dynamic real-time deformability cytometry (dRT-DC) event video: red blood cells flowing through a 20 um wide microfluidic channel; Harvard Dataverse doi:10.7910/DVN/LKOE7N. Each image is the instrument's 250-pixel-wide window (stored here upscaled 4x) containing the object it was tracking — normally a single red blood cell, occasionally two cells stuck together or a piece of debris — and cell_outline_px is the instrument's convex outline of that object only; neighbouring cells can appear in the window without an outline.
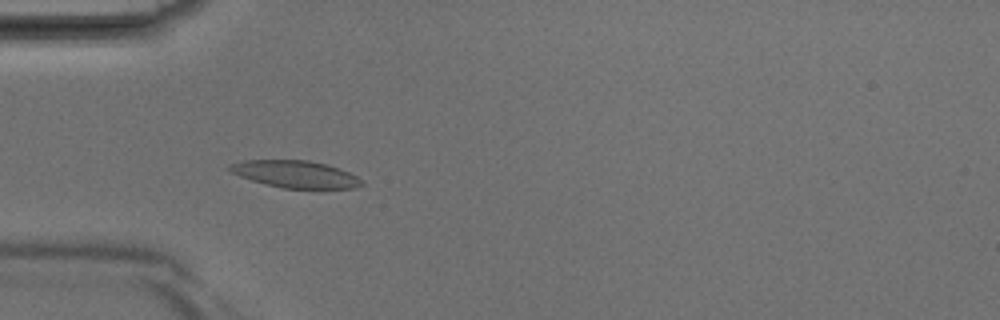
{"species": "Egyptian fruit bat (a non-hibernating species)", "species_latin": "Rousettus aegyptiacus", "temperature_condition": "room temperature", "stored_images_in_passage": 34, "camera_frame_rate_fps": 3000, "um_per_image_px": 0.085, "animal": {"sex": "male"}, "frame": {"image": 1, "passage_image": 5, "time_ms": 1.333, "image_size_px": [1000, 320], "cell_outline_px": [[364, 184], [356, 188], [284, 188], [264, 184], [240, 176], [232, 172], [228, 168], [228, 164], [244, 160], [308, 160], [324, 164], [348, 172], [364, 180]], "centroid_in_image_um": [25.1, 14.8], "position_along_channel_um": 59.9, "area_um2": 20.69}}
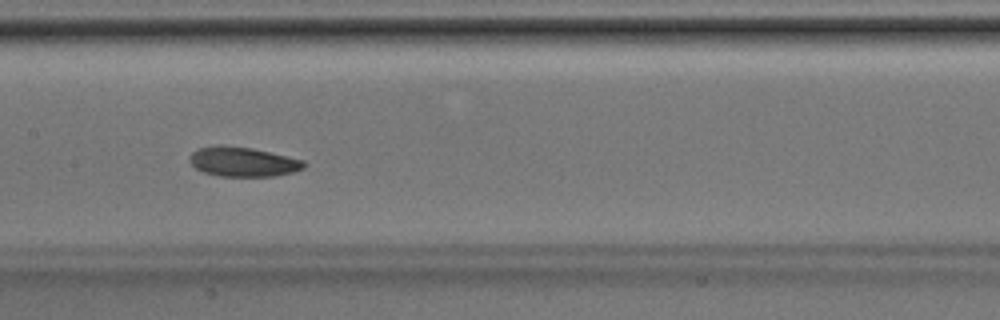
{"frame": {"image": 2, "passage_image": 13, "time_ms": 4.0, "image_size_px": [1000, 320], "cell_outline_px": [[308, 164], [304, 168], [292, 172], [276, 176], [220, 176], [204, 172], [196, 168], [188, 160], [188, 156], [196, 148], [216, 144], [224, 144], [252, 148], [304, 160]], "centroid_in_image_um": [20.62, 13.73], "position_along_channel_um": 186.8, "area_um2": 20.0}}
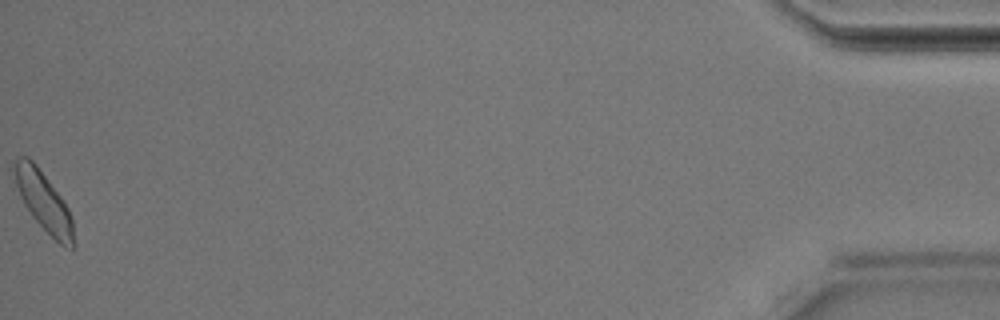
{"frame": {"image": 3, "passage_image": 34, "time_ms": 11.0, "image_size_px": [1000, 320], "cell_outline_px": [[72, 248], [60, 244], [32, 216], [24, 204], [20, 196], [16, 184], [16, 160], [20, 156], [28, 156], [36, 164], [64, 200], [68, 208], [72, 220]], "centroid_in_image_um": [3.71, 17.08], "position_along_channel_um": 431.5, "area_um2": 19.54}}